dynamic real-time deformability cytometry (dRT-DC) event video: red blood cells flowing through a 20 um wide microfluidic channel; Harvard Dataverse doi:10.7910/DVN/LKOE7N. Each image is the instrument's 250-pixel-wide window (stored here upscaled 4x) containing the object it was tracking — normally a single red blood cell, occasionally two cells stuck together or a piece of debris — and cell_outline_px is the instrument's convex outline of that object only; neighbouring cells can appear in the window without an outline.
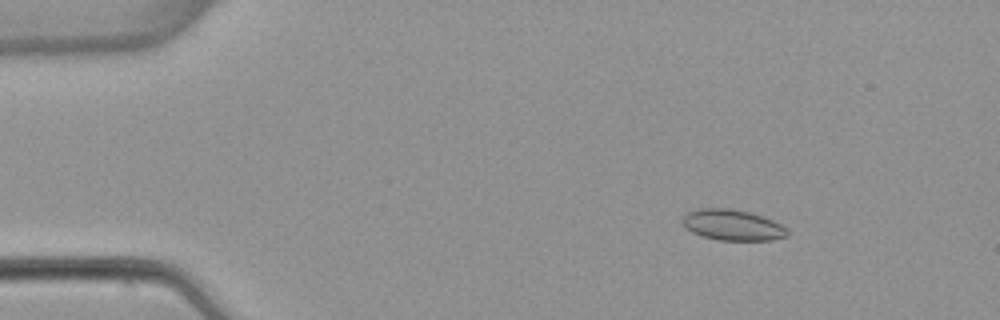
{"species": "common noctule bat (a hibernating species)", "species_latin": "Nyctalus noctula", "temperature_condition": "warm", "stored_images_in_passage": 5, "camera_frame_rate_fps": 3000, "um_per_image_px": 0.085, "animal": {"sex": "female", "body_mass_g": 22.7, "forearm_length_mm": 54.2}, "frame": {"image": 1, "passage_image": 2, "time_ms": 1.333, "image_size_px": [1000, 320], "cell_outline_px": [[788, 236], [772, 240], [720, 240], [700, 236], [692, 232], [680, 220], [688, 212], [696, 208], [728, 208], [748, 212], [764, 216], [788, 228]], "centroid_in_image_um": [62.27, 19.12], "position_along_channel_um": 22.7, "area_um2": 18.9}}
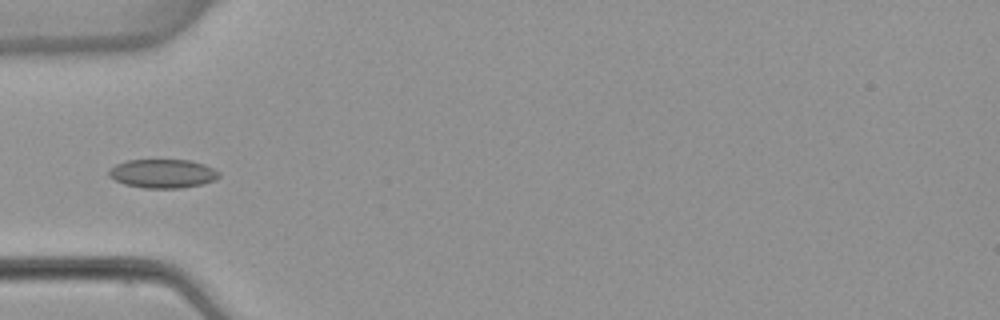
{"frame": {"image": 2, "passage_image": 5, "time_ms": 4.667, "image_size_px": [1000, 320], "cell_outline_px": [[220, 176], [216, 180], [200, 184], [180, 188], [144, 188], [124, 184], [108, 176], [108, 172], [116, 164], [128, 160], [192, 160], [204, 164], [220, 172]], "centroid_in_image_um": [13.85, 14.75], "position_along_channel_um": 71.2, "area_um2": 18.44}}